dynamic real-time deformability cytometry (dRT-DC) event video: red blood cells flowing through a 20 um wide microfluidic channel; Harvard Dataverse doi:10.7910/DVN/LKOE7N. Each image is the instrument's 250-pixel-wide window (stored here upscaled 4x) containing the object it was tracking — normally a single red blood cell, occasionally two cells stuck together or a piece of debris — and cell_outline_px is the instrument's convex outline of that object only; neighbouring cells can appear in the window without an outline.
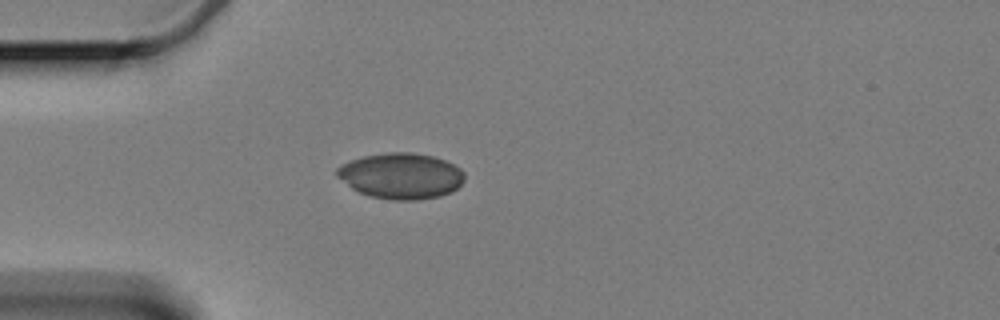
{"species": "Egyptian fruit bat (a non-hibernating species)", "species_latin": "Rousettus aegyptiacus", "temperature_condition": "cold", "stored_images_in_passage": 44, "camera_frame_rate_fps": 3000, "um_per_image_px": 0.085, "animal": {"sex": "female"}, "frame": {"image": 1, "passage_image": 1, "time_ms": 0.0, "image_size_px": [1000, 320], "cell_outline_px": [[464, 180], [452, 192], [440, 196], [416, 200], [392, 200], [372, 196], [360, 192], [352, 188], [336, 176], [336, 168], [340, 164], [364, 156], [388, 152], [412, 152], [432, 156], [444, 160], [460, 168], [464, 172]], "centroid_in_image_um": [34.08, 14.95], "position_along_channel_um": 50.9, "area_um2": 33.99}}
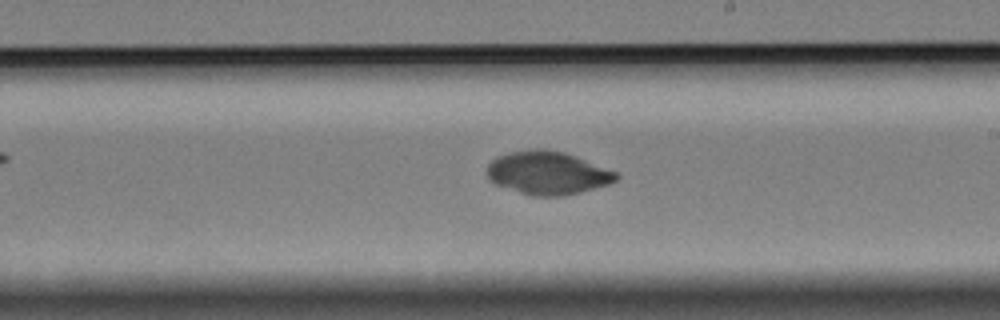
{"frame": {"image": 2, "passage_image": 19, "time_ms": 6.0, "image_size_px": [1000, 320], "cell_outline_px": [[620, 176], [616, 180], [608, 184], [580, 192], [564, 196], [532, 196], [496, 184], [488, 180], [484, 172], [488, 164], [496, 156], [508, 152], [528, 148], [544, 148], [564, 152], [576, 156], [616, 172]], "centroid_in_image_um": [46.49, 14.68], "position_along_channel_um": 242.5, "area_um2": 32.77}}
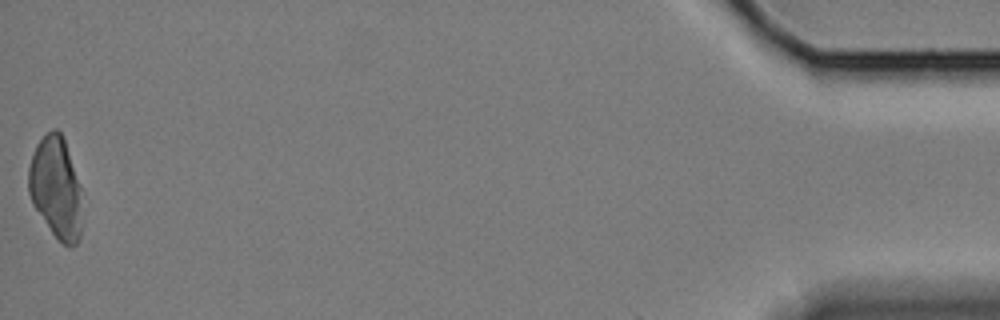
{"frame": {"image": 3, "passage_image": 44, "time_ms": 14.333, "image_size_px": [1000, 320], "cell_outline_px": [[80, 236], [76, 244], [72, 248], [68, 248], [52, 232], [32, 204], [28, 192], [28, 168], [36, 144], [52, 128], [56, 128], [64, 136], [80, 184]], "centroid_in_image_um": [4.74, 15.93], "position_along_channel_um": 430.5, "area_um2": 31.62}}